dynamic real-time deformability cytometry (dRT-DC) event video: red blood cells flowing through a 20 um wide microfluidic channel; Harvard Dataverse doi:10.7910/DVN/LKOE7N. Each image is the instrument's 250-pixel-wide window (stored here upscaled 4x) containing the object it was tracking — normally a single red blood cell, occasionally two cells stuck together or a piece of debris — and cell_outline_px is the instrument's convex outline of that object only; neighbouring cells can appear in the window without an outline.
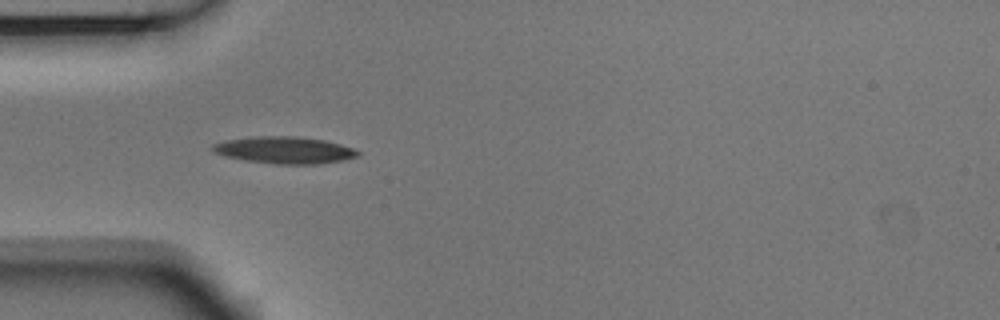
{"species": "Egyptian fruit bat (a non-hibernating species)", "species_latin": "Rousettus aegyptiacus", "temperature_condition": "room temperature", "stored_images_in_passage": 7, "camera_frame_rate_fps": 3000, "um_per_image_px": 0.085, "animal": {"sex": "male"}, "frame": {"image": 1, "passage_image": 4, "time_ms": 1.0, "image_size_px": [1000, 320], "cell_outline_px": [[360, 152], [356, 156], [340, 160], [320, 164], [276, 164], [244, 160], [224, 156], [212, 152], [208, 148], [212, 144], [224, 140], [252, 136], [296, 136], [324, 140], [340, 144], [352, 148]], "centroid_in_image_um": [24.08, 12.75], "position_along_channel_um": 60.9, "area_um2": 22.89}}
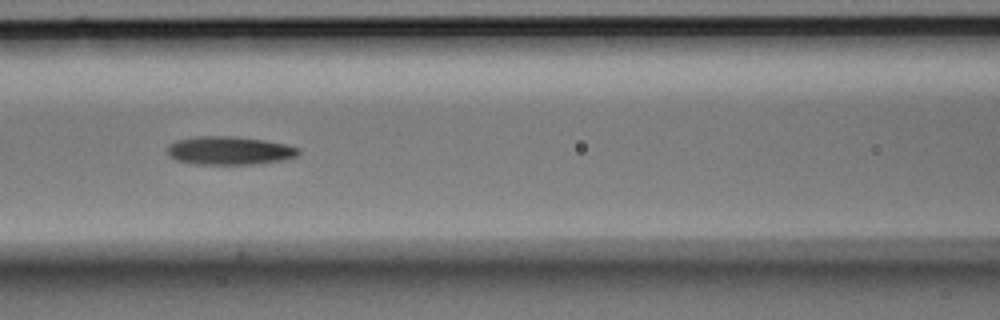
{"frame": {"image": 2, "passage_image": 6, "time_ms": 1.667, "image_size_px": [1000, 320], "cell_outline_px": [[300, 152], [296, 156], [284, 160], [260, 164], [192, 164], [176, 160], [168, 156], [168, 144], [176, 140], [196, 136], [232, 136], [264, 140], [284, 144], [300, 148]], "centroid_in_image_um": [19.48, 12.8], "position_along_channel_um": 147.1, "area_um2": 21.85}}
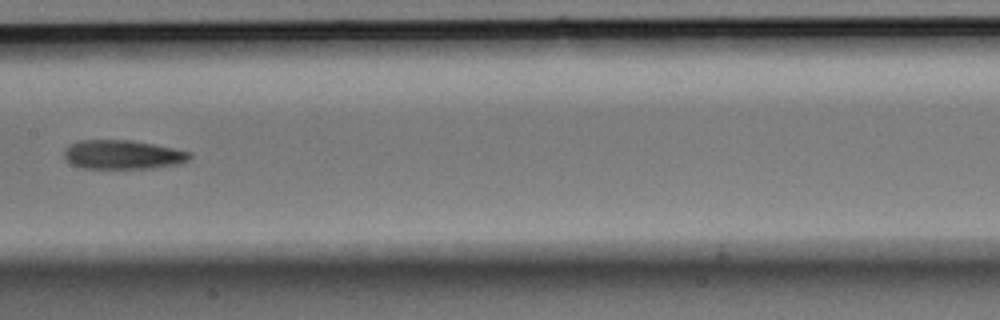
{"frame": {"image": 3, "passage_image": 7, "time_ms": 2.0, "image_size_px": [1000, 320], "cell_outline_px": [[192, 156], [188, 160], [176, 164], [148, 168], [84, 168], [72, 164], [64, 156], [64, 152], [72, 144], [80, 140], [132, 140], [192, 152]], "centroid_in_image_um": [10.45, 13.14], "position_along_channel_um": 196.9, "area_um2": 20.87}}